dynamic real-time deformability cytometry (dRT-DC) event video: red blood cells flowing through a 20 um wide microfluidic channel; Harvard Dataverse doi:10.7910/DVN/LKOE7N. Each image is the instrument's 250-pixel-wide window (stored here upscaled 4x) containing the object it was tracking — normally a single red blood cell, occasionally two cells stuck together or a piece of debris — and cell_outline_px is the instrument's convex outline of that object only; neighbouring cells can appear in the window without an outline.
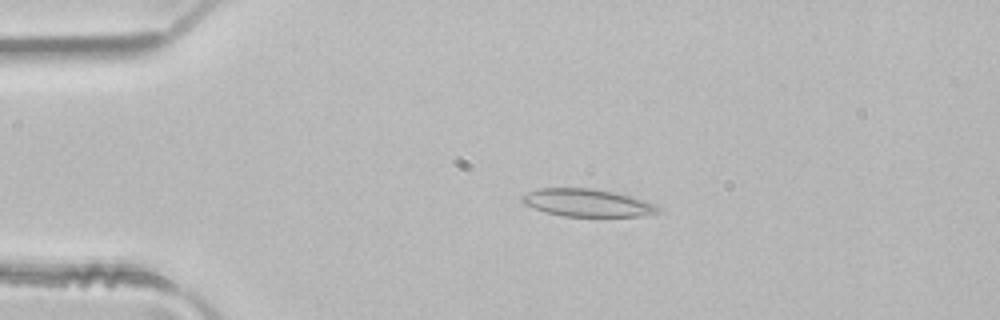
{"species": "common noctule bat (a hibernating species)", "species_latin": "Nyctalus noctula", "temperature_condition": "room temperature", "stored_images_in_passage": 49, "camera_frame_rate_fps": 3000, "um_per_image_px": 0.085, "animal": {"sex": "male", "body_mass_g": 21.5, "forearm_length_mm": 52.0}, "frame": {"image": 1, "passage_image": 10, "time_ms": 3.0, "image_size_px": [1000, 320], "cell_outline_px": [[660, 212], [640, 216], [564, 216], [544, 212], [532, 208], [524, 204], [520, 200], [520, 196], [528, 192], [540, 188], [592, 188], [620, 192], [660, 204]], "centroid_in_image_um": [49.97, 17.22], "position_along_channel_um": 35.0, "area_um2": 22.43}}
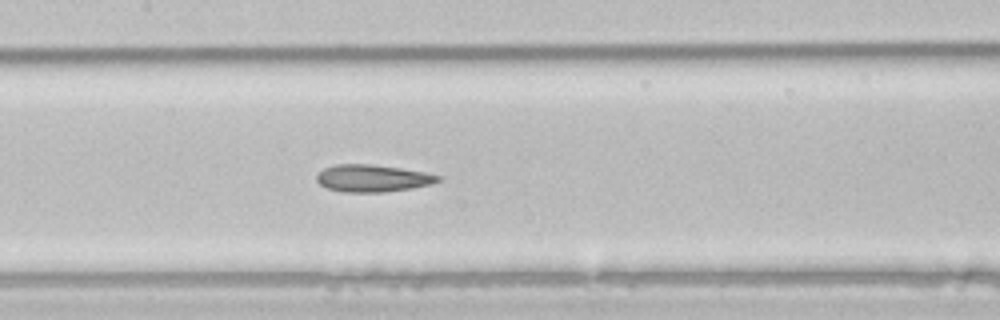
{"frame": {"image": 2, "passage_image": 23, "time_ms": 7.333, "image_size_px": [1000, 320], "cell_outline_px": [[440, 180], [428, 184], [412, 188], [384, 192], [344, 192], [328, 188], [320, 184], [316, 180], [316, 176], [324, 168], [336, 164], [372, 164], [400, 168], [424, 172], [440, 176]], "centroid_in_image_um": [31.63, 15.15], "position_along_channel_um": 175.8, "area_um2": 19.02}}
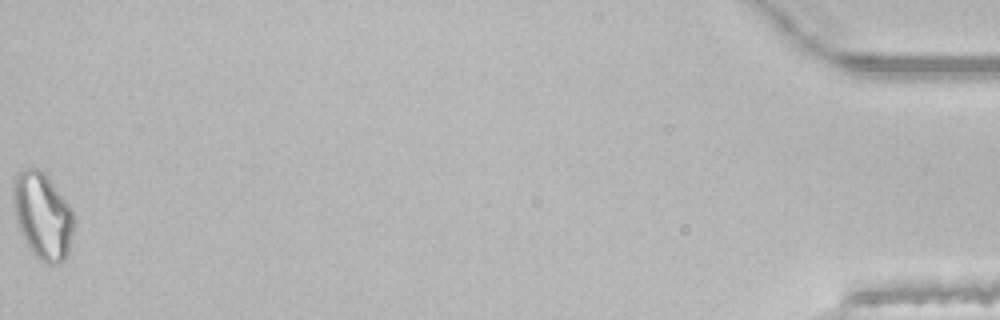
{"frame": {"image": 3, "passage_image": 49, "time_ms": 16.0, "image_size_px": [1000, 320], "cell_outline_px": [[72, 232], [68, 252], [64, 260], [60, 264], [48, 264], [36, 256], [32, 252], [24, 240], [16, 224], [12, 204], [12, 180], [24, 168], [36, 168], [44, 172], [72, 208]], "centroid_in_image_um": [3.57, 18.32], "position_along_channel_um": 431.6, "area_um2": 30.63}, "authors_computed_cell_mechanics": {"area_um2": 21.7906, "velocity_mm_per_s": 4.1457, "shape_relaxation_time_tau1_ms": null, "shape_relaxation_time_tau2_ms": 3.9506, "deformation_change_tau1": null, "deformation_change_tau2": 0.1248}}